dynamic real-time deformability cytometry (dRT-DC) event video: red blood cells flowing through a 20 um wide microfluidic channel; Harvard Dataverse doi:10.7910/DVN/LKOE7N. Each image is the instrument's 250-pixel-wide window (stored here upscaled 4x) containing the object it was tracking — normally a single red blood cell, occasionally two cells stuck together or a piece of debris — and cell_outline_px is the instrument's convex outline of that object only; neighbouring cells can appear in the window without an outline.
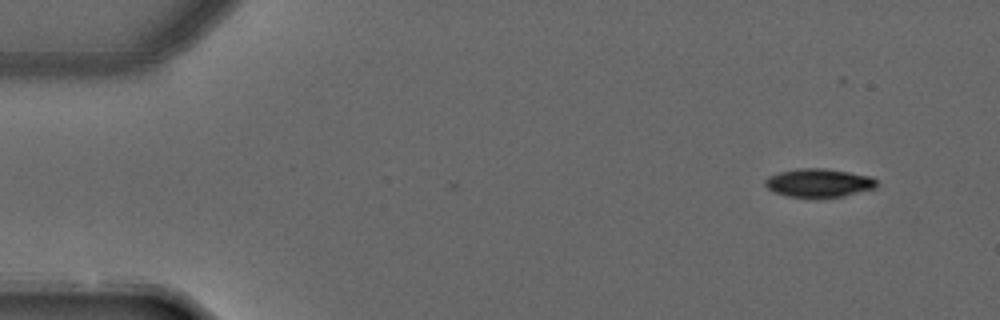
{"species": "common noctule bat (a hibernating species)", "species_latin": "Nyctalus noctula", "temperature_condition": "warm", "stored_images_in_passage": 2, "camera_frame_rate_fps": 3000, "um_per_image_px": 0.085, "animal": {"sex": "male", "forearm_length_mm": 52.5}, "frame": {"image": 1, "passage_image": 2, "time_ms": 0.333, "image_size_px": [1000, 320], "cell_outline_px": [[876, 188], [844, 196], [788, 196], [772, 192], [764, 184], [764, 180], [768, 176], [780, 172], [800, 168], [824, 168], [872, 176], [876, 180]], "centroid_in_image_um": [69.59, 15.53], "position_along_channel_um": 15.4, "area_um2": 18.26}}